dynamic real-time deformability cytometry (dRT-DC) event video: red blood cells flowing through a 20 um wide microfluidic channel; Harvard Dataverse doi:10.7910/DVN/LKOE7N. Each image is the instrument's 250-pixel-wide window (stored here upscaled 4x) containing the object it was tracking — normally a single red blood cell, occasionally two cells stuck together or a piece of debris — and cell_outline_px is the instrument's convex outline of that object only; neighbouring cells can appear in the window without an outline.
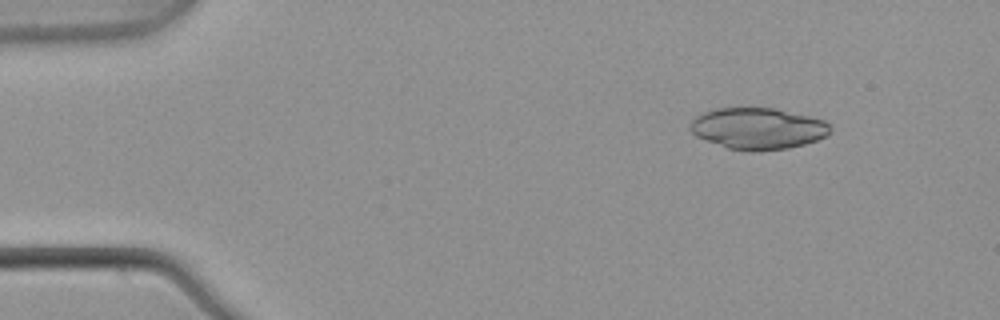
{"species": "common noctule bat (a hibernating species)", "species_latin": "Nyctalus noctula", "temperature_condition": "warm", "stored_images_in_passage": 5, "camera_frame_rate_fps": 3000, "um_per_image_px": 0.085, "animal": {"sex": "male", "body_mass_g": 21.5, "forearm_length_mm": 52.0}, "frame": {"image": 1, "passage_image": 2, "time_ms": 0.333, "image_size_px": [1000, 320], "cell_outline_px": [[832, 128], [824, 136], [816, 140], [804, 144], [788, 148], [752, 152], [728, 148], [696, 136], [688, 128], [692, 120], [696, 116], [704, 112], [716, 108], [776, 108], [824, 120]], "centroid_in_image_um": [64.39, 10.92], "position_along_channel_um": 20.6, "area_um2": 33.64}}